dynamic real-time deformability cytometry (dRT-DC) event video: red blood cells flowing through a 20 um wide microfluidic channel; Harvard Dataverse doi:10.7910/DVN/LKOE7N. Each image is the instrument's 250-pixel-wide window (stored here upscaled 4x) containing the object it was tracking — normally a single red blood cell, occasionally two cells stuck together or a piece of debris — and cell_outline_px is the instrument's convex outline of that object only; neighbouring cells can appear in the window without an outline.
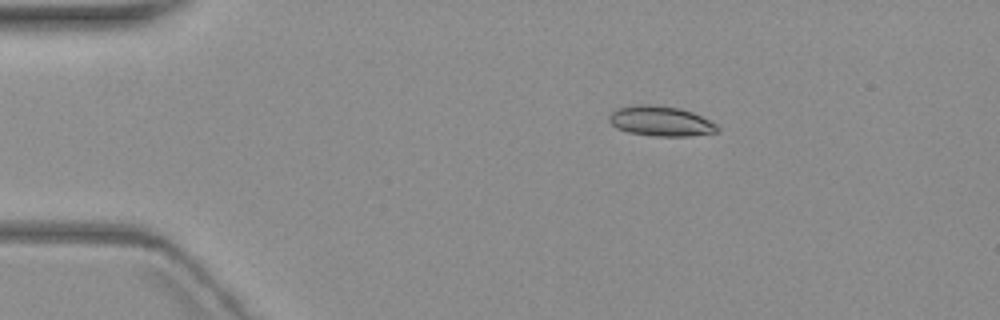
{"species": "common noctule bat (a hibernating species)", "species_latin": "Nyctalus noctula", "temperature_condition": "warm", "stored_images_in_passage": 3, "camera_frame_rate_fps": 3000, "um_per_image_px": 0.085, "animal": {"sex": "female", "body_mass_g": 19.3, "forearm_length_mm": 54.1}, "frame": {"image": 1, "passage_image": 2, "time_ms": 1.333, "image_size_px": [1000, 320], "cell_outline_px": [[720, 128], [716, 132], [688, 136], [656, 136], [628, 132], [616, 128], [608, 120], [608, 116], [616, 108], [640, 104], [656, 104], [680, 108], [692, 112], [716, 124]], "centroid_in_image_um": [56.13, 10.28], "position_along_channel_um": 28.9, "area_um2": 18.96}}